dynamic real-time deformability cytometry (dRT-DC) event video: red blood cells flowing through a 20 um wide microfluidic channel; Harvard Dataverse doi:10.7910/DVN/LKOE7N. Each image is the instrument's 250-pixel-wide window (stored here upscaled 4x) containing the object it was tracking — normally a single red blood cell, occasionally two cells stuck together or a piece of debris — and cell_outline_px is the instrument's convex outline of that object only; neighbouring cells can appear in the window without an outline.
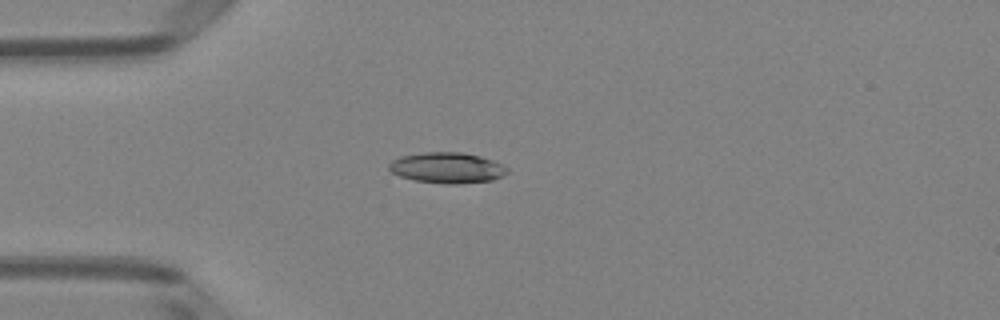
{"species": "Egyptian fruit bat (a non-hibernating species)", "species_latin": "Rousettus aegyptiacus", "temperature_condition": "room temperature", "stored_images_in_passage": 38, "camera_frame_rate_fps": 3000, "um_per_image_px": 0.085, "animal": {"sex": "female"}, "frame": {"image": 1, "passage_image": 1, "time_ms": 0.0, "image_size_px": [1000, 320], "cell_outline_px": [[508, 172], [504, 176], [492, 180], [460, 184], [444, 184], [416, 180], [400, 176], [392, 172], [388, 168], [388, 164], [392, 160], [400, 156], [424, 152], [464, 152], [480, 156], [492, 160], [508, 168]], "centroid_in_image_um": [38.01, 14.26], "position_along_channel_um": 47.0, "area_um2": 21.27}}
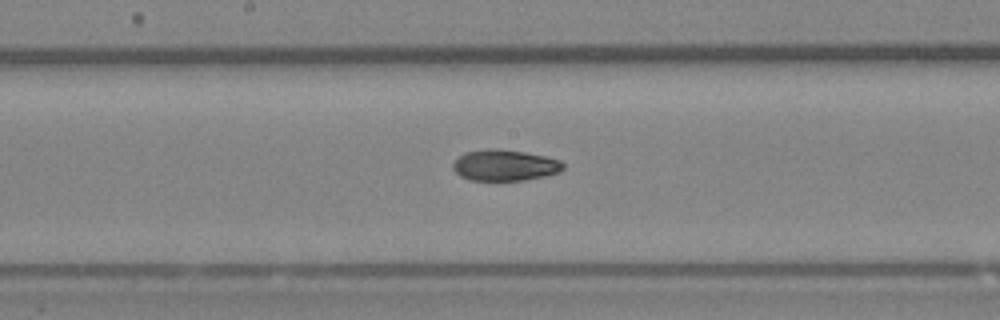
{"frame": {"image": 2, "passage_image": 14, "time_ms": 4.333, "image_size_px": [1000, 320], "cell_outline_px": [[564, 168], [560, 172], [544, 176], [524, 180], [468, 180], [460, 176], [452, 168], [452, 164], [464, 152], [496, 148], [524, 152], [544, 156], [560, 160], [564, 164]], "centroid_in_image_um": [42.9, 14.05], "position_along_channel_um": 205.3, "area_um2": 19.88}}
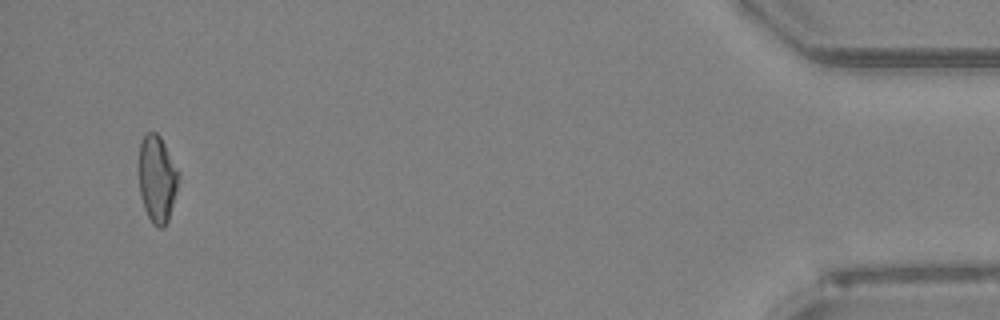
{"frame": {"image": 3, "passage_image": 36, "time_ms": 11.667, "image_size_px": [1000, 320], "cell_outline_px": [[180, 176], [176, 192], [168, 220], [164, 228], [160, 228], [152, 224], [144, 208], [140, 196], [140, 144], [144, 136], [148, 132], [156, 132], [160, 136], [180, 172]], "centroid_in_image_um": [13.38, 15.22], "position_along_channel_um": 421.8, "area_um2": 20.0}, "authors_computed_cell_mechanics": {"area_um2": 20.2589, "velocity_mm_per_s": 4.0193, "shape_relaxation_time_tau1_ms": 11.1459, "shape_relaxation_time_tau2_ms": 4.1524, "deformation_change_tau1": 0.2387, "deformation_change_tau2": 0.1096}}